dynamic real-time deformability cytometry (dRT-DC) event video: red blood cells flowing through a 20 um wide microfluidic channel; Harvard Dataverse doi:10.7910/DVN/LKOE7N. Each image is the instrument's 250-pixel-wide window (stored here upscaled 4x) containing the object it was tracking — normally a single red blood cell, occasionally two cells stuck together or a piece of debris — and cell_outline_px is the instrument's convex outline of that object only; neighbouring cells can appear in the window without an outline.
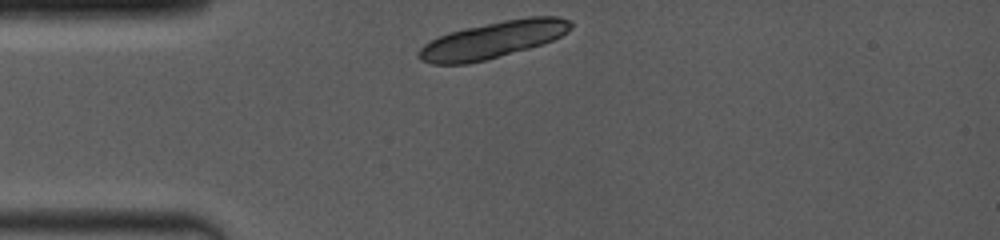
{"species": "common noctule bat (a hibernating species)", "species_latin": "Nyctalus noctula", "temperature_condition": "room temperature", "stored_images_in_passage": 2, "camera_frame_rate_fps": 4000, "um_per_image_px": 0.085, "animal": {"sex": "female", "body_mass_g": 19.0, "forearm_length_mm": 53.3}, "frame": {"image": 1, "passage_image": 1, "time_ms": 0.0, "image_size_px": [1000, 240], "cell_outline_px": [[572, 28], [568, 32], [544, 44], [484, 60], [468, 64], [432, 64], [420, 60], [416, 56], [420, 48], [424, 44], [440, 36], [464, 28], [504, 20], [528, 16], [560, 16], [572, 20]], "centroid_in_image_um": [41.93, 3.38], "position_along_channel_um": 43.1, "area_um2": 32.54}}